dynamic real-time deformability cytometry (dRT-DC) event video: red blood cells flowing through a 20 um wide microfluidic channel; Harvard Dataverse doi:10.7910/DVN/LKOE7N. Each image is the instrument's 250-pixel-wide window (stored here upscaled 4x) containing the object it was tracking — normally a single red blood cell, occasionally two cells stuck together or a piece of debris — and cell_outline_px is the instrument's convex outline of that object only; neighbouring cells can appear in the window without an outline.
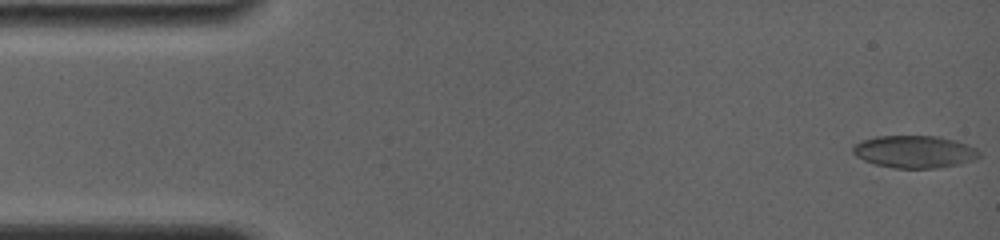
{"species": "common noctule bat (a hibernating species)", "species_latin": "Nyctalus noctula", "temperature_condition": "room temperature", "stored_images_in_passage": 27, "camera_frame_rate_fps": 4000, "um_per_image_px": 0.085, "animal": {"sex": "female", "body_mass_g": 19.0, "forearm_length_mm": 56.7}, "frame": {"image": 1, "passage_image": 1, "time_ms": 0.0, "image_size_px": [1000, 240], "cell_outline_px": [[980, 156], [972, 160], [960, 164], [936, 168], [892, 168], [876, 164], [864, 160], [856, 156], [852, 152], [852, 144], [860, 140], [876, 136], [940, 136], [956, 140], [968, 144], [976, 148], [980, 152]], "centroid_in_image_um": [77.72, 12.88], "position_along_channel_um": 7.3, "area_um2": 24.1}}
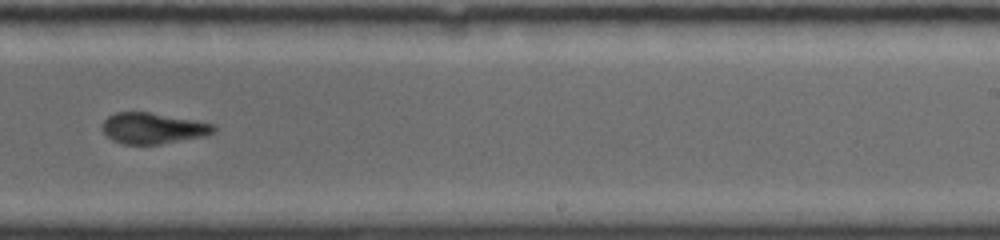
{"frame": {"image": 2, "passage_image": 12, "time_ms": 10.25, "image_size_px": [1000, 240], "cell_outline_px": [[216, 132], [204, 136], [160, 144], [124, 144], [112, 140], [104, 132], [100, 124], [108, 116], [116, 112], [148, 112], [196, 120], [212, 124], [216, 128]], "centroid_in_image_um": [12.99, 10.9], "position_along_channel_um": 276.0, "area_um2": 20.06}}
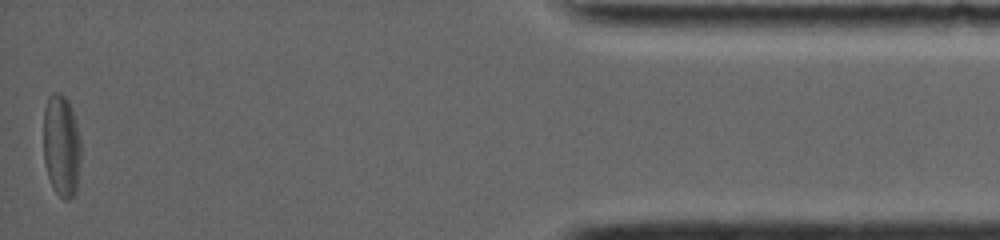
{"frame": {"image": 3, "passage_image": 27, "time_ms": 16.0, "image_size_px": [1000, 240], "cell_outline_px": [[80, 160], [76, 192], [68, 200], [64, 200], [56, 192], [48, 176], [44, 160], [44, 108], [48, 96], [52, 92], [60, 92], [68, 100], [76, 120], [80, 136]], "centroid_in_image_um": [5.23, 12.35], "position_along_channel_um": 430.0, "area_um2": 22.43}, "authors_computed_cell_mechanics": {"area_um2": 21.964, "velocity_mm_per_s": 3.8305, "shape_relaxation_time_tau1_ms": null, "shape_relaxation_time_tau2_ms": 3.3507, "deformation_change_tau1": null, "deformation_change_tau2": 0.0922}}